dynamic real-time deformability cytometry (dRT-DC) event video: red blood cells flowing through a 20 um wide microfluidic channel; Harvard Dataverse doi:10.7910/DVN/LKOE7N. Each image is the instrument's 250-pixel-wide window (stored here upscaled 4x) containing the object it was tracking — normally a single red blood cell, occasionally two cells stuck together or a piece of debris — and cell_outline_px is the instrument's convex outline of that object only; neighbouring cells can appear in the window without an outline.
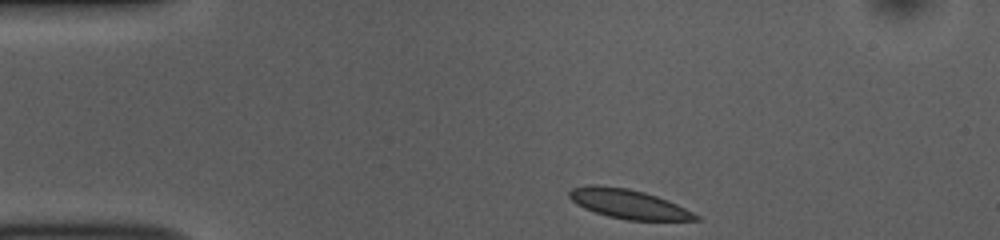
{"species": "common noctule bat (a hibernating species)", "species_latin": "Nyctalus noctula", "temperature_condition": "room temperature", "stored_images_in_passage": 44, "camera_frame_rate_fps": 3000, "um_per_image_px": 0.085, "animal": {"sex": "female", "body_mass_g": 10.0, "forearm_length_mm": 53.1}, "frame": {"image": 1, "passage_image": 1, "time_ms": 0.0, "image_size_px": [1000, 240], "cell_outline_px": [[704, 220], [624, 220], [608, 216], [584, 208], [576, 204], [568, 196], [568, 192], [572, 188], [588, 184], [596, 184], [628, 188], [644, 192], [668, 200], [700, 216]], "centroid_in_image_um": [53.39, 17.33], "position_along_channel_um": 31.6, "area_um2": 21.62}}
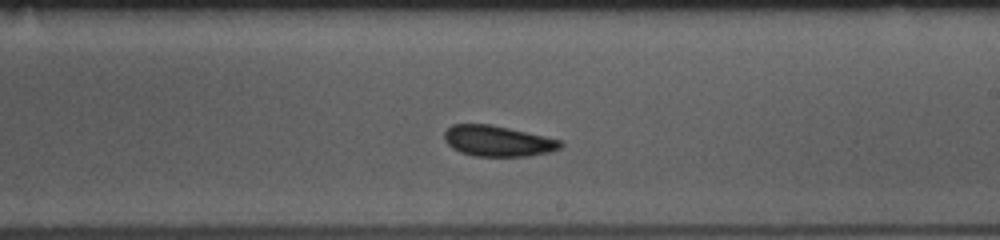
{"frame": {"image": 2, "passage_image": 22, "time_ms": 7.0, "image_size_px": [1000, 240], "cell_outline_px": [[564, 144], [560, 148], [548, 152], [528, 156], [472, 156], [460, 152], [452, 148], [444, 140], [444, 132], [452, 124], [488, 124], [508, 128], [544, 136], [560, 140]], "centroid_in_image_um": [42.27, 11.99], "position_along_channel_um": 246.7, "area_um2": 20.69}}
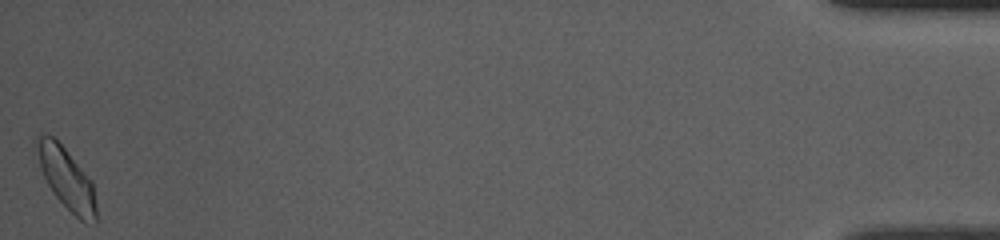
{"frame": {"image": 3, "passage_image": 44, "time_ms": 14.333, "image_size_px": [1000, 240], "cell_outline_px": [[96, 224], [84, 224], [56, 196], [48, 184], [40, 168], [32, 140], [40, 132], [52, 136], [64, 148], [92, 180], [96, 204]], "centroid_in_image_um": [5.62, 15.14], "position_along_channel_um": 429.6, "area_um2": 21.44}, "authors_computed_cell_mechanics": {"area_um2": 20.9236, "velocity_mm_per_s": 3.7567, "shape_relaxation_time_tau1_ms": 3.5662, "shape_relaxation_time_tau2_ms": null, "deformation_change_tau1": 0.0758, "deformation_change_tau2": null}}